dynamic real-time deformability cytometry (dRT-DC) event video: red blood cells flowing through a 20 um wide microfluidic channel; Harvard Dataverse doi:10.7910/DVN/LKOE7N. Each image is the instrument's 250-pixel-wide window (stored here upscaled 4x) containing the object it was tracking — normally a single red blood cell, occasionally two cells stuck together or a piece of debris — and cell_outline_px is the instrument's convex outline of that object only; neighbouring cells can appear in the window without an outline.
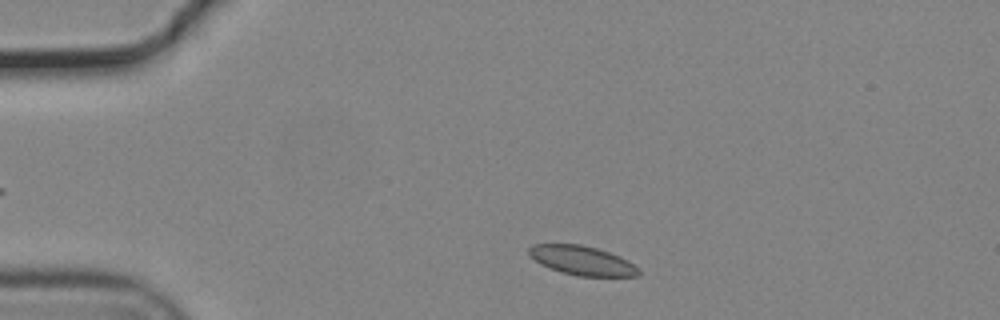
{"species": "common noctule bat (a hibernating species)", "species_latin": "Nyctalus noctula", "temperature_condition": "cold", "stored_images_in_passage": 48, "camera_frame_rate_fps": 3000, "um_per_image_px": 0.085, "animal": {"sex": "male", "body_mass_g": 19.2, "forearm_length_mm": 51.8}, "frame": {"image": 1, "passage_image": 4, "time_ms": 1.0, "image_size_px": [1000, 320], "cell_outline_px": [[640, 276], [580, 276], [560, 272], [540, 264], [528, 252], [528, 248], [532, 244], [580, 244], [596, 248], [620, 256], [628, 260], [640, 268]], "centroid_in_image_um": [49.51, 22.14], "position_along_channel_um": 35.5, "area_um2": 18.67}}
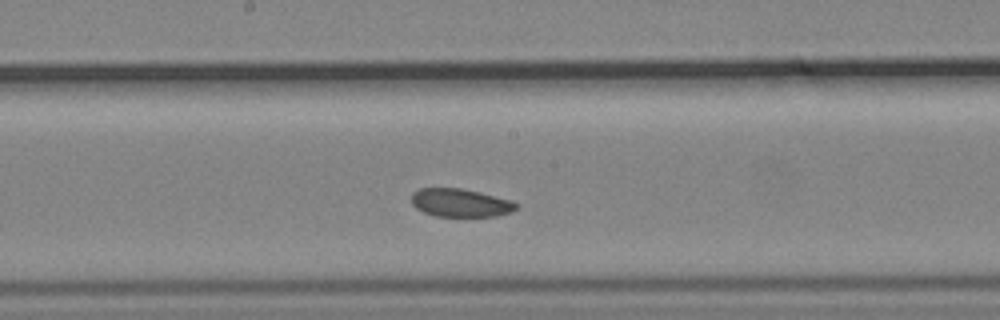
{"frame": {"image": 2, "passage_image": 22, "time_ms": 7.0, "image_size_px": [1000, 320], "cell_outline_px": [[520, 208], [512, 212], [496, 216], [436, 216], [424, 212], [416, 208], [412, 204], [412, 192], [420, 188], [460, 188], [480, 192], [512, 200], [520, 204]], "centroid_in_image_um": [39.19, 17.24], "position_along_channel_um": 209.0, "area_um2": 17.4}}
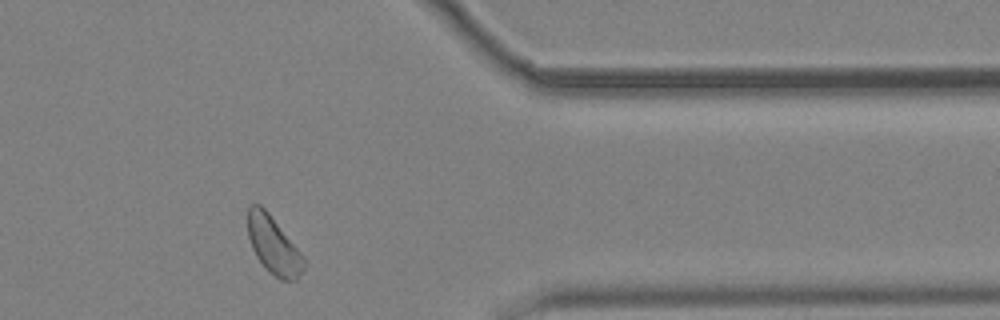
{"frame": {"image": 3, "passage_image": 38, "time_ms": 12.333, "image_size_px": [1000, 320], "cell_outline_px": [[304, 268], [296, 280], [280, 280], [268, 272], [264, 268], [256, 256], [252, 248], [248, 236], [248, 208], [252, 204], [260, 204], [268, 212], [304, 256]], "centroid_in_image_um": [23.24, 20.87], "position_along_channel_um": 388.2, "area_um2": 18.73}, "authors_computed_cell_mechanics": {"area_um2": 18.785, "velocity_mm_per_s": 3.6711, "shape_relaxation_time_tau1_ms": null, "shape_relaxation_time_tau2_ms": 8.8497, "deformation_change_tau1": null, "deformation_change_tau2": 0.0994}}